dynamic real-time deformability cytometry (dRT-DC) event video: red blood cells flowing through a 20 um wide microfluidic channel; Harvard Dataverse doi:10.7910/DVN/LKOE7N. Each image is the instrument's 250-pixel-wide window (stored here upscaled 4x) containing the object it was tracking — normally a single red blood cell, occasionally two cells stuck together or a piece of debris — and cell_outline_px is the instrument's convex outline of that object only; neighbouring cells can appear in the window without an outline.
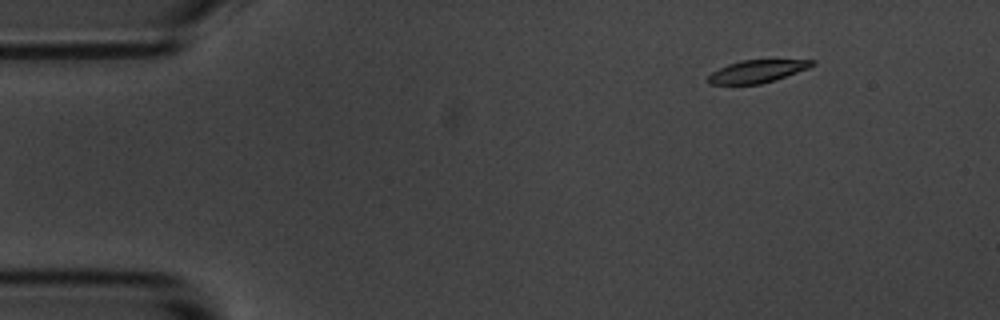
{"species": "common noctule bat (a hibernating species)", "species_latin": "Nyctalus noctula", "temperature_condition": "room temperature", "stored_images_in_passage": 5, "camera_frame_rate_fps": 3000, "um_per_image_px": 0.085, "animal": {"sex": "male", "body_mass_g": 20.1, "forearm_length_mm": 53.5}, "frame": {"image": 1, "passage_image": 2, "time_ms": 1.0, "image_size_px": [1000, 320], "cell_outline_px": [[816, 64], [808, 68], [776, 80], [760, 84], [708, 84], [708, 76], [712, 72], [728, 64], [740, 60], [816, 60]], "centroid_in_image_um": [64.37, 6.06], "position_along_channel_um": 20.6, "area_um2": 13.64}}